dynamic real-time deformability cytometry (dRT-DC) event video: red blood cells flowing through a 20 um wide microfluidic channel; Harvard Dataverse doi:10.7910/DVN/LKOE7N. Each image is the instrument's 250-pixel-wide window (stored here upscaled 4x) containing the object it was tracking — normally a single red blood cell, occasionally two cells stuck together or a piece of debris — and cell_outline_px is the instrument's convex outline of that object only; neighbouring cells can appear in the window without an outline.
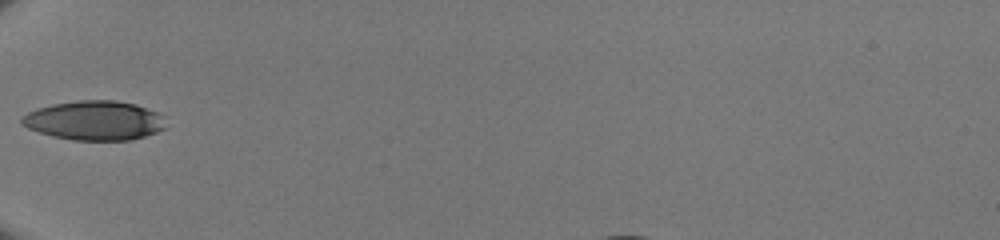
{"species": "human", "species_latin": "Homo sapiens", "temperature_condition": "room temperature", "stored_images_in_passage": 19, "camera_frame_rate_fps": 3000, "um_per_image_px": 0.085, "donor": {"sex": "male"}, "frame": {"image": 1, "passage_image": 1, "time_ms": 0.0, "image_size_px": [1000, 240], "cell_outline_px": [[164, 128], [156, 132], [144, 136], [128, 140], [72, 140], [52, 136], [28, 128], [20, 124], [20, 116], [36, 108], [52, 104], [76, 100], [116, 100], [136, 104], [156, 112], [164, 116]], "centroid_in_image_um": [7.98, 10.23], "position_along_channel_um": 77.0, "area_um2": 33.12}}
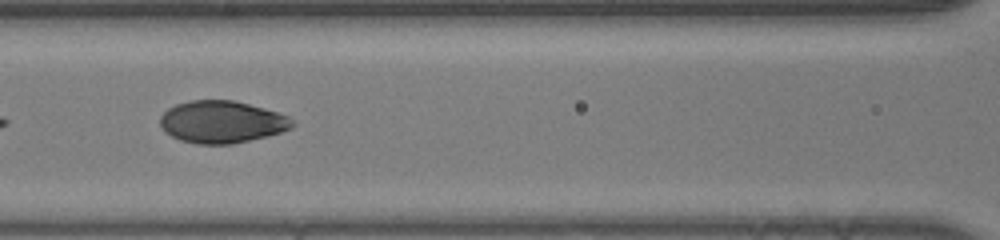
{"frame": {"image": 2, "passage_image": 6, "time_ms": 1.667, "image_size_px": [1000, 240], "cell_outline_px": [[296, 124], [292, 128], [268, 136], [232, 144], [196, 144], [180, 140], [164, 132], [160, 124], [160, 116], [168, 108], [176, 104], [192, 100], [232, 100], [264, 108], [288, 116]], "centroid_in_image_um": [18.84, 10.37], "position_along_channel_um": 147.8, "area_um2": 32.54}}
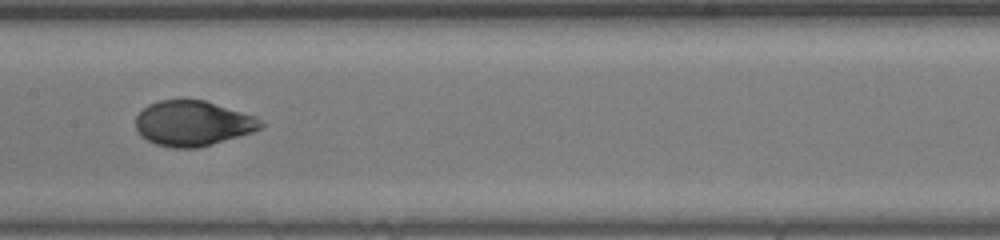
{"frame": {"image": 3, "passage_image": 9, "time_ms": 2.667, "image_size_px": [1000, 240], "cell_outline_px": [[264, 124], [260, 128], [252, 132], [212, 144], [196, 148], [172, 148], [156, 144], [140, 136], [136, 128], [136, 116], [148, 104], [160, 100], [204, 100], [256, 116]], "centroid_in_image_um": [16.37, 10.49], "position_along_channel_um": 191.0, "area_um2": 32.77}}